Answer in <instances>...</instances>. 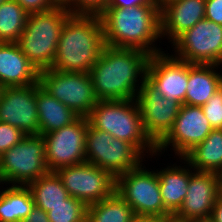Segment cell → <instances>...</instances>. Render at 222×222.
Instances as JSON below:
<instances>
[{
    "label": "cell",
    "mask_w": 222,
    "mask_h": 222,
    "mask_svg": "<svg viewBox=\"0 0 222 222\" xmlns=\"http://www.w3.org/2000/svg\"><path fill=\"white\" fill-rule=\"evenodd\" d=\"M89 124L133 145L143 156L157 154L146 134L136 100H99L87 116Z\"/></svg>",
    "instance_id": "obj_4"
},
{
    "label": "cell",
    "mask_w": 222,
    "mask_h": 222,
    "mask_svg": "<svg viewBox=\"0 0 222 222\" xmlns=\"http://www.w3.org/2000/svg\"><path fill=\"white\" fill-rule=\"evenodd\" d=\"M35 203L27 185H12L0 191V222L24 221Z\"/></svg>",
    "instance_id": "obj_24"
},
{
    "label": "cell",
    "mask_w": 222,
    "mask_h": 222,
    "mask_svg": "<svg viewBox=\"0 0 222 222\" xmlns=\"http://www.w3.org/2000/svg\"><path fill=\"white\" fill-rule=\"evenodd\" d=\"M155 218L148 216H134L130 222H152Z\"/></svg>",
    "instance_id": "obj_39"
},
{
    "label": "cell",
    "mask_w": 222,
    "mask_h": 222,
    "mask_svg": "<svg viewBox=\"0 0 222 222\" xmlns=\"http://www.w3.org/2000/svg\"><path fill=\"white\" fill-rule=\"evenodd\" d=\"M28 13H39L49 11L54 8L49 0H15Z\"/></svg>",
    "instance_id": "obj_32"
},
{
    "label": "cell",
    "mask_w": 222,
    "mask_h": 222,
    "mask_svg": "<svg viewBox=\"0 0 222 222\" xmlns=\"http://www.w3.org/2000/svg\"><path fill=\"white\" fill-rule=\"evenodd\" d=\"M152 222H169V217H166V218H155Z\"/></svg>",
    "instance_id": "obj_42"
},
{
    "label": "cell",
    "mask_w": 222,
    "mask_h": 222,
    "mask_svg": "<svg viewBox=\"0 0 222 222\" xmlns=\"http://www.w3.org/2000/svg\"><path fill=\"white\" fill-rule=\"evenodd\" d=\"M54 7L66 8L72 13V0H49Z\"/></svg>",
    "instance_id": "obj_37"
},
{
    "label": "cell",
    "mask_w": 222,
    "mask_h": 222,
    "mask_svg": "<svg viewBox=\"0 0 222 222\" xmlns=\"http://www.w3.org/2000/svg\"><path fill=\"white\" fill-rule=\"evenodd\" d=\"M87 206L77 198L69 197L47 212L50 222H86Z\"/></svg>",
    "instance_id": "obj_28"
},
{
    "label": "cell",
    "mask_w": 222,
    "mask_h": 222,
    "mask_svg": "<svg viewBox=\"0 0 222 222\" xmlns=\"http://www.w3.org/2000/svg\"><path fill=\"white\" fill-rule=\"evenodd\" d=\"M177 57L191 64H222V25L203 19L173 42ZM178 53V54H177Z\"/></svg>",
    "instance_id": "obj_10"
},
{
    "label": "cell",
    "mask_w": 222,
    "mask_h": 222,
    "mask_svg": "<svg viewBox=\"0 0 222 222\" xmlns=\"http://www.w3.org/2000/svg\"><path fill=\"white\" fill-rule=\"evenodd\" d=\"M169 222H190V221H183V220L177 219L173 216H169Z\"/></svg>",
    "instance_id": "obj_43"
},
{
    "label": "cell",
    "mask_w": 222,
    "mask_h": 222,
    "mask_svg": "<svg viewBox=\"0 0 222 222\" xmlns=\"http://www.w3.org/2000/svg\"><path fill=\"white\" fill-rule=\"evenodd\" d=\"M2 88H3V87H2L1 84H0V94H1Z\"/></svg>",
    "instance_id": "obj_45"
},
{
    "label": "cell",
    "mask_w": 222,
    "mask_h": 222,
    "mask_svg": "<svg viewBox=\"0 0 222 222\" xmlns=\"http://www.w3.org/2000/svg\"><path fill=\"white\" fill-rule=\"evenodd\" d=\"M21 222H50L48 214L43 209L34 205L28 217Z\"/></svg>",
    "instance_id": "obj_35"
},
{
    "label": "cell",
    "mask_w": 222,
    "mask_h": 222,
    "mask_svg": "<svg viewBox=\"0 0 222 222\" xmlns=\"http://www.w3.org/2000/svg\"><path fill=\"white\" fill-rule=\"evenodd\" d=\"M111 0H72V14L100 15Z\"/></svg>",
    "instance_id": "obj_31"
},
{
    "label": "cell",
    "mask_w": 222,
    "mask_h": 222,
    "mask_svg": "<svg viewBox=\"0 0 222 222\" xmlns=\"http://www.w3.org/2000/svg\"><path fill=\"white\" fill-rule=\"evenodd\" d=\"M212 130L201 106L183 104L172 128L156 144V152H162L170 145L175 155L183 158L196 145L203 142Z\"/></svg>",
    "instance_id": "obj_13"
},
{
    "label": "cell",
    "mask_w": 222,
    "mask_h": 222,
    "mask_svg": "<svg viewBox=\"0 0 222 222\" xmlns=\"http://www.w3.org/2000/svg\"><path fill=\"white\" fill-rule=\"evenodd\" d=\"M39 73L16 42H0V84L2 87L28 86L38 83Z\"/></svg>",
    "instance_id": "obj_18"
},
{
    "label": "cell",
    "mask_w": 222,
    "mask_h": 222,
    "mask_svg": "<svg viewBox=\"0 0 222 222\" xmlns=\"http://www.w3.org/2000/svg\"><path fill=\"white\" fill-rule=\"evenodd\" d=\"M40 86L79 117H87L99 101L89 73L46 69L39 73Z\"/></svg>",
    "instance_id": "obj_9"
},
{
    "label": "cell",
    "mask_w": 222,
    "mask_h": 222,
    "mask_svg": "<svg viewBox=\"0 0 222 222\" xmlns=\"http://www.w3.org/2000/svg\"><path fill=\"white\" fill-rule=\"evenodd\" d=\"M28 13L15 0L0 5V42H17L25 28Z\"/></svg>",
    "instance_id": "obj_27"
},
{
    "label": "cell",
    "mask_w": 222,
    "mask_h": 222,
    "mask_svg": "<svg viewBox=\"0 0 222 222\" xmlns=\"http://www.w3.org/2000/svg\"><path fill=\"white\" fill-rule=\"evenodd\" d=\"M99 16L105 45L140 49L150 55L163 52L154 46L155 41L162 38L160 10L155 4L132 8L107 7Z\"/></svg>",
    "instance_id": "obj_2"
},
{
    "label": "cell",
    "mask_w": 222,
    "mask_h": 222,
    "mask_svg": "<svg viewBox=\"0 0 222 222\" xmlns=\"http://www.w3.org/2000/svg\"><path fill=\"white\" fill-rule=\"evenodd\" d=\"M5 1H7V0H0V5H1L3 2H5Z\"/></svg>",
    "instance_id": "obj_44"
},
{
    "label": "cell",
    "mask_w": 222,
    "mask_h": 222,
    "mask_svg": "<svg viewBox=\"0 0 222 222\" xmlns=\"http://www.w3.org/2000/svg\"><path fill=\"white\" fill-rule=\"evenodd\" d=\"M105 46L99 15L72 14L65 22L51 69L89 73Z\"/></svg>",
    "instance_id": "obj_3"
},
{
    "label": "cell",
    "mask_w": 222,
    "mask_h": 222,
    "mask_svg": "<svg viewBox=\"0 0 222 222\" xmlns=\"http://www.w3.org/2000/svg\"><path fill=\"white\" fill-rule=\"evenodd\" d=\"M146 81L165 98L185 104L188 84V62L160 52L150 55Z\"/></svg>",
    "instance_id": "obj_16"
},
{
    "label": "cell",
    "mask_w": 222,
    "mask_h": 222,
    "mask_svg": "<svg viewBox=\"0 0 222 222\" xmlns=\"http://www.w3.org/2000/svg\"><path fill=\"white\" fill-rule=\"evenodd\" d=\"M206 0H176L160 10L161 36L174 41L205 18Z\"/></svg>",
    "instance_id": "obj_19"
},
{
    "label": "cell",
    "mask_w": 222,
    "mask_h": 222,
    "mask_svg": "<svg viewBox=\"0 0 222 222\" xmlns=\"http://www.w3.org/2000/svg\"><path fill=\"white\" fill-rule=\"evenodd\" d=\"M149 57L150 54L140 49L105 45L98 61L89 72L96 98L136 100L141 87L136 83L139 82L137 80H140V75L142 81L146 80Z\"/></svg>",
    "instance_id": "obj_1"
},
{
    "label": "cell",
    "mask_w": 222,
    "mask_h": 222,
    "mask_svg": "<svg viewBox=\"0 0 222 222\" xmlns=\"http://www.w3.org/2000/svg\"><path fill=\"white\" fill-rule=\"evenodd\" d=\"M36 97L37 83L3 87L0 94V122L17 127L26 135L40 134Z\"/></svg>",
    "instance_id": "obj_14"
},
{
    "label": "cell",
    "mask_w": 222,
    "mask_h": 222,
    "mask_svg": "<svg viewBox=\"0 0 222 222\" xmlns=\"http://www.w3.org/2000/svg\"><path fill=\"white\" fill-rule=\"evenodd\" d=\"M180 159L193 171L217 173L222 168V129H213L203 142Z\"/></svg>",
    "instance_id": "obj_23"
},
{
    "label": "cell",
    "mask_w": 222,
    "mask_h": 222,
    "mask_svg": "<svg viewBox=\"0 0 222 222\" xmlns=\"http://www.w3.org/2000/svg\"><path fill=\"white\" fill-rule=\"evenodd\" d=\"M219 65L188 63V84L185 105H204L222 85V75L214 68Z\"/></svg>",
    "instance_id": "obj_20"
},
{
    "label": "cell",
    "mask_w": 222,
    "mask_h": 222,
    "mask_svg": "<svg viewBox=\"0 0 222 222\" xmlns=\"http://www.w3.org/2000/svg\"><path fill=\"white\" fill-rule=\"evenodd\" d=\"M35 206L48 212L52 207L62 204L70 195L55 172H48L39 179L27 184Z\"/></svg>",
    "instance_id": "obj_25"
},
{
    "label": "cell",
    "mask_w": 222,
    "mask_h": 222,
    "mask_svg": "<svg viewBox=\"0 0 222 222\" xmlns=\"http://www.w3.org/2000/svg\"><path fill=\"white\" fill-rule=\"evenodd\" d=\"M45 152L42 135H26L0 156V184L27 185L46 175Z\"/></svg>",
    "instance_id": "obj_6"
},
{
    "label": "cell",
    "mask_w": 222,
    "mask_h": 222,
    "mask_svg": "<svg viewBox=\"0 0 222 222\" xmlns=\"http://www.w3.org/2000/svg\"><path fill=\"white\" fill-rule=\"evenodd\" d=\"M71 15L66 8L60 7L28 14L16 43L39 72L52 67L62 28Z\"/></svg>",
    "instance_id": "obj_5"
},
{
    "label": "cell",
    "mask_w": 222,
    "mask_h": 222,
    "mask_svg": "<svg viewBox=\"0 0 222 222\" xmlns=\"http://www.w3.org/2000/svg\"><path fill=\"white\" fill-rule=\"evenodd\" d=\"M138 167L115 178V191L133 209L136 216L166 218L172 216L164 207L157 171Z\"/></svg>",
    "instance_id": "obj_7"
},
{
    "label": "cell",
    "mask_w": 222,
    "mask_h": 222,
    "mask_svg": "<svg viewBox=\"0 0 222 222\" xmlns=\"http://www.w3.org/2000/svg\"><path fill=\"white\" fill-rule=\"evenodd\" d=\"M190 222H213L210 218L194 219Z\"/></svg>",
    "instance_id": "obj_41"
},
{
    "label": "cell",
    "mask_w": 222,
    "mask_h": 222,
    "mask_svg": "<svg viewBox=\"0 0 222 222\" xmlns=\"http://www.w3.org/2000/svg\"><path fill=\"white\" fill-rule=\"evenodd\" d=\"M36 102L40 135L68 126L79 118L72 109L44 90L39 82L37 83Z\"/></svg>",
    "instance_id": "obj_21"
},
{
    "label": "cell",
    "mask_w": 222,
    "mask_h": 222,
    "mask_svg": "<svg viewBox=\"0 0 222 222\" xmlns=\"http://www.w3.org/2000/svg\"><path fill=\"white\" fill-rule=\"evenodd\" d=\"M216 174L218 179L219 193L222 195V168Z\"/></svg>",
    "instance_id": "obj_40"
},
{
    "label": "cell",
    "mask_w": 222,
    "mask_h": 222,
    "mask_svg": "<svg viewBox=\"0 0 222 222\" xmlns=\"http://www.w3.org/2000/svg\"><path fill=\"white\" fill-rule=\"evenodd\" d=\"M219 195L216 173L194 171L186 197L173 217L183 221L210 218Z\"/></svg>",
    "instance_id": "obj_17"
},
{
    "label": "cell",
    "mask_w": 222,
    "mask_h": 222,
    "mask_svg": "<svg viewBox=\"0 0 222 222\" xmlns=\"http://www.w3.org/2000/svg\"><path fill=\"white\" fill-rule=\"evenodd\" d=\"M176 1V0H152V2L156 5V7L161 10L169 3Z\"/></svg>",
    "instance_id": "obj_38"
},
{
    "label": "cell",
    "mask_w": 222,
    "mask_h": 222,
    "mask_svg": "<svg viewBox=\"0 0 222 222\" xmlns=\"http://www.w3.org/2000/svg\"><path fill=\"white\" fill-rule=\"evenodd\" d=\"M136 95L146 134L157 144L172 128L181 105L160 94L146 80Z\"/></svg>",
    "instance_id": "obj_15"
},
{
    "label": "cell",
    "mask_w": 222,
    "mask_h": 222,
    "mask_svg": "<svg viewBox=\"0 0 222 222\" xmlns=\"http://www.w3.org/2000/svg\"><path fill=\"white\" fill-rule=\"evenodd\" d=\"M87 128V117H79L68 126L42 135L45 141V161L49 172L86 162Z\"/></svg>",
    "instance_id": "obj_12"
},
{
    "label": "cell",
    "mask_w": 222,
    "mask_h": 222,
    "mask_svg": "<svg viewBox=\"0 0 222 222\" xmlns=\"http://www.w3.org/2000/svg\"><path fill=\"white\" fill-rule=\"evenodd\" d=\"M86 162L107 170L114 178L140 165L143 155L130 143L92 127L88 122Z\"/></svg>",
    "instance_id": "obj_8"
},
{
    "label": "cell",
    "mask_w": 222,
    "mask_h": 222,
    "mask_svg": "<svg viewBox=\"0 0 222 222\" xmlns=\"http://www.w3.org/2000/svg\"><path fill=\"white\" fill-rule=\"evenodd\" d=\"M204 115L213 129L222 128V85L213 96L201 106Z\"/></svg>",
    "instance_id": "obj_29"
},
{
    "label": "cell",
    "mask_w": 222,
    "mask_h": 222,
    "mask_svg": "<svg viewBox=\"0 0 222 222\" xmlns=\"http://www.w3.org/2000/svg\"><path fill=\"white\" fill-rule=\"evenodd\" d=\"M26 134L19 128L0 122V156L18 144Z\"/></svg>",
    "instance_id": "obj_30"
},
{
    "label": "cell",
    "mask_w": 222,
    "mask_h": 222,
    "mask_svg": "<svg viewBox=\"0 0 222 222\" xmlns=\"http://www.w3.org/2000/svg\"><path fill=\"white\" fill-rule=\"evenodd\" d=\"M210 219L213 222H222V195L220 194L214 204Z\"/></svg>",
    "instance_id": "obj_36"
},
{
    "label": "cell",
    "mask_w": 222,
    "mask_h": 222,
    "mask_svg": "<svg viewBox=\"0 0 222 222\" xmlns=\"http://www.w3.org/2000/svg\"><path fill=\"white\" fill-rule=\"evenodd\" d=\"M67 193L86 206L109 197L115 191V178L88 162L65 166L55 171Z\"/></svg>",
    "instance_id": "obj_11"
},
{
    "label": "cell",
    "mask_w": 222,
    "mask_h": 222,
    "mask_svg": "<svg viewBox=\"0 0 222 222\" xmlns=\"http://www.w3.org/2000/svg\"><path fill=\"white\" fill-rule=\"evenodd\" d=\"M205 19L222 25V0H206Z\"/></svg>",
    "instance_id": "obj_33"
},
{
    "label": "cell",
    "mask_w": 222,
    "mask_h": 222,
    "mask_svg": "<svg viewBox=\"0 0 222 222\" xmlns=\"http://www.w3.org/2000/svg\"><path fill=\"white\" fill-rule=\"evenodd\" d=\"M143 4H154L152 0H111L107 7L132 8Z\"/></svg>",
    "instance_id": "obj_34"
},
{
    "label": "cell",
    "mask_w": 222,
    "mask_h": 222,
    "mask_svg": "<svg viewBox=\"0 0 222 222\" xmlns=\"http://www.w3.org/2000/svg\"><path fill=\"white\" fill-rule=\"evenodd\" d=\"M131 206L114 191L109 197L87 206L86 222H130Z\"/></svg>",
    "instance_id": "obj_26"
},
{
    "label": "cell",
    "mask_w": 222,
    "mask_h": 222,
    "mask_svg": "<svg viewBox=\"0 0 222 222\" xmlns=\"http://www.w3.org/2000/svg\"><path fill=\"white\" fill-rule=\"evenodd\" d=\"M181 167L172 165L157 171L163 204L172 216L180 209L187 194L190 176L194 173L191 166L190 169Z\"/></svg>",
    "instance_id": "obj_22"
}]
</instances>
